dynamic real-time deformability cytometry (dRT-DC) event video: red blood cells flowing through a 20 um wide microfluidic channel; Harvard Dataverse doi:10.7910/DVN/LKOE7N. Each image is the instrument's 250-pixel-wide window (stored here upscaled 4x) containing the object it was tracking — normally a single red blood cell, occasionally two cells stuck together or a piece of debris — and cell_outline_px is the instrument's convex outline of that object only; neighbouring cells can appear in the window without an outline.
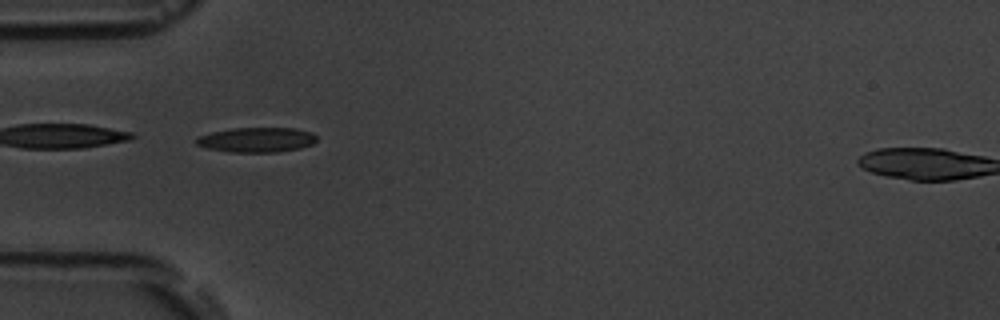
{"species": "common noctule bat (a hibernating species)", "species_latin": "Nyctalus noctula", "temperature_condition": "room temperature", "stored_images_in_passage": 15, "camera_frame_rate_fps": 3000, "um_per_image_px": 0.085, "animal": {"sex": "male", "body_mass_g": 19.5, "forearm_length_mm": 54.6}, "frame": {"image": 1, "passage_image": 5, "time_ms": 5.333, "image_size_px": [1000, 320], "cell_outline_px": [[316, 140], [312, 144], [300, 148], [276, 152], [228, 152], [208, 148], [196, 144], [196, 140], [200, 136], [212, 132], [236, 128], [296, 128], [312, 132], [316, 136]], "centroid_in_image_um": [21.85, 11.88], "position_along_channel_um": 63.1, "area_um2": 17.28}}
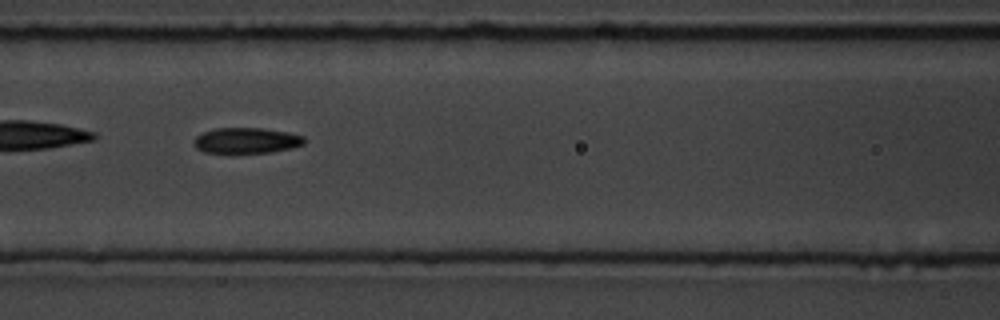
{"frame": {"image": 2, "passage_image": 7, "time_ms": 7.667, "image_size_px": [1000, 320], "cell_outline_px": [[304, 144], [292, 148], [268, 152], [204, 152], [196, 148], [192, 144], [192, 140], [200, 132], [216, 128], [264, 128], [288, 132], [304, 136]], "centroid_in_image_um": [20.9, 11.92], "position_along_channel_um": 145.7, "area_um2": 16.53}, "authors_computed_cell_mechanics": {"area_um2": 16.8776, "velocity_mm_per_s": 3.5978, "shape_relaxation_time_tau1_ms": 3.8681, "shape_relaxation_time_tau2_ms": 1.3078, "deformation_change_tau1": 0.14, "deformation_change_tau2": 0.066}}